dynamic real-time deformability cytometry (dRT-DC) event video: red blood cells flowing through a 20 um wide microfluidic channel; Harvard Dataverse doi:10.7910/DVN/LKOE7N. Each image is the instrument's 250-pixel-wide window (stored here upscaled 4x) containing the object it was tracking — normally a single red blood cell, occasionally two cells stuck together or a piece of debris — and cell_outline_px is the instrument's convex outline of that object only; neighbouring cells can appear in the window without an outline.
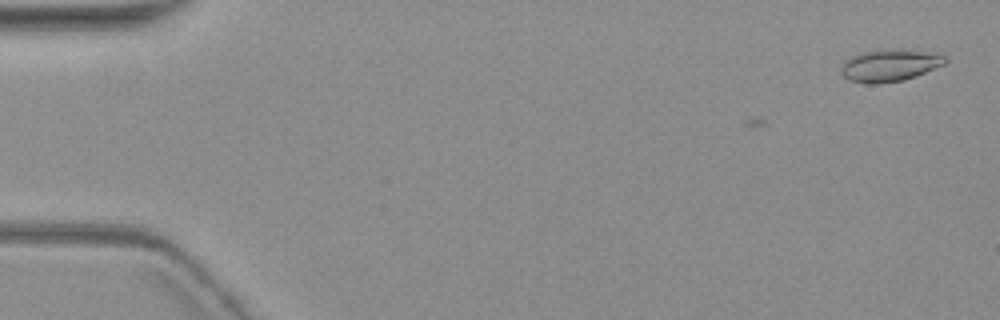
{"species": "common noctule bat (a hibernating species)", "species_latin": "Nyctalus noctula", "temperature_condition": "warm", "stored_images_in_passage": 6, "camera_frame_rate_fps": 3000, "um_per_image_px": 0.085, "animal": {"sex": "female", "body_mass_g": 19.3, "forearm_length_mm": 54.1}, "frame": {"image": 1, "passage_image": 1, "time_ms": 0.0, "image_size_px": [1000, 320], "cell_outline_px": [[948, 60], [944, 64], [916, 76], [904, 80], [876, 84], [868, 84], [848, 80], [840, 72], [840, 68], [852, 56], [864, 52], [936, 52], [944, 56]], "centroid_in_image_um": [75.62, 5.62], "position_along_channel_um": 9.4, "area_um2": 18.5}}
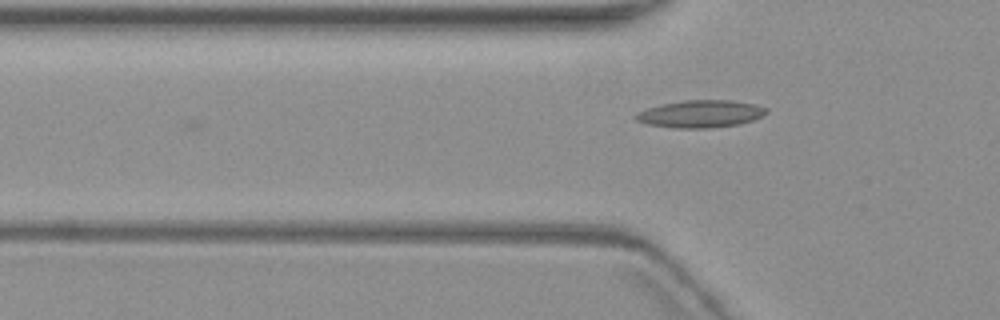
{"frame": {"image": 2, "passage_image": 6, "time_ms": 6.0, "image_size_px": [1000, 320], "cell_outline_px": [[768, 112], [752, 120], [736, 124], [712, 128], [676, 128], [648, 124], [636, 120], [636, 112], [648, 108], [664, 104], [684, 100], [732, 100], [756, 104], [768, 108]], "centroid_in_image_um": [59.57, 9.67], "position_along_channel_um": 66.2, "area_um2": 20.63}}